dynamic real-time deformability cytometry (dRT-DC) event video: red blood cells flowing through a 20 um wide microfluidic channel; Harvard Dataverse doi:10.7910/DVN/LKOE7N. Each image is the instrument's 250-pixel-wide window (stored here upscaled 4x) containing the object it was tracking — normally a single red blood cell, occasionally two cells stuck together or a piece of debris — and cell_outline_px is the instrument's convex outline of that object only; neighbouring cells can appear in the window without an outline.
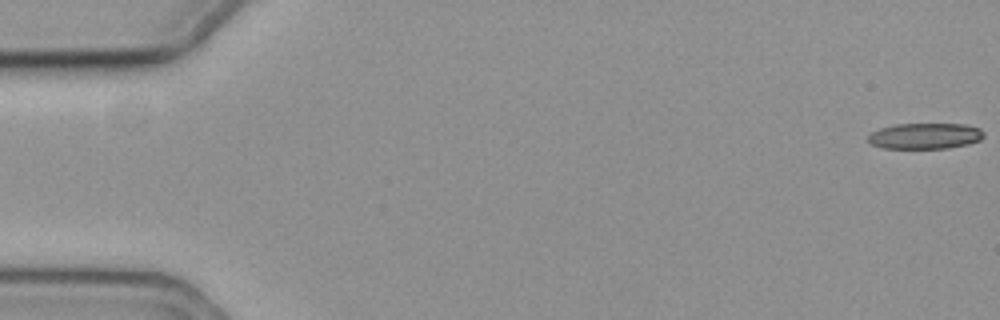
{"species": "common noctule bat (a hibernating species)", "species_latin": "Nyctalus noctula", "temperature_condition": "cold", "stored_images_in_passage": 7, "camera_frame_rate_fps": 3000, "um_per_image_px": 0.085, "animal": {"sex": "female", "body_mass_g": 19.3, "forearm_length_mm": 54.1}, "frame": {"image": 1, "passage_image": 1, "time_ms": 0.0, "image_size_px": [1000, 320], "cell_outline_px": [[984, 136], [980, 140], [968, 144], [948, 148], [880, 148], [872, 144], [868, 140], [868, 136], [872, 132], [880, 128], [896, 124], [964, 124], [980, 128], [984, 132]], "centroid_in_image_um": [78.64, 11.56], "position_along_channel_um": 6.4, "area_um2": 17.46}}